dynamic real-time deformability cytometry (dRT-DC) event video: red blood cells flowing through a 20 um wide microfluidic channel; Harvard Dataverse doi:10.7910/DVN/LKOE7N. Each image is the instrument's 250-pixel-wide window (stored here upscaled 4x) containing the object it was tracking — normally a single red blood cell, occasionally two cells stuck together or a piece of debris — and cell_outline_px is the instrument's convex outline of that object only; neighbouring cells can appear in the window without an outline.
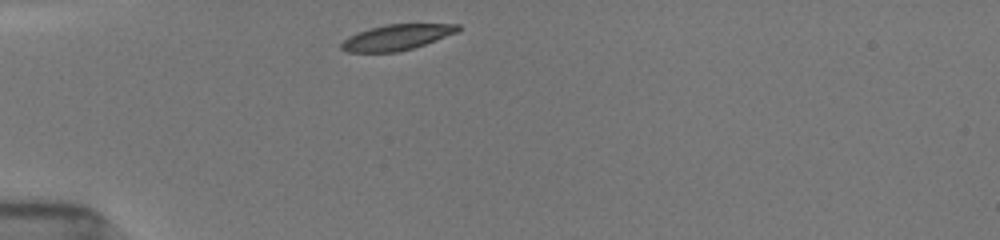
{"species": "common noctule bat (a hibernating species)", "species_latin": "Nyctalus noctula", "temperature_condition": "room temperature", "stored_images_in_passage": 38, "camera_frame_rate_fps": 3000, "um_per_image_px": 0.085, "animal": {"sex": "female", "body_mass_g": 19.5, "forearm_length_mm": 54.1}, "frame": {"image": 1, "passage_image": 1, "time_ms": 0.0, "image_size_px": [1000, 240], "cell_outline_px": [[460, 28], [456, 32], [436, 40], [412, 48], [396, 52], [348, 52], [340, 48], [340, 44], [348, 36], [356, 32], [368, 28], [384, 24], [460, 24]], "centroid_in_image_um": [33.66, 3.16], "position_along_channel_um": 51.3, "area_um2": 17.34}}
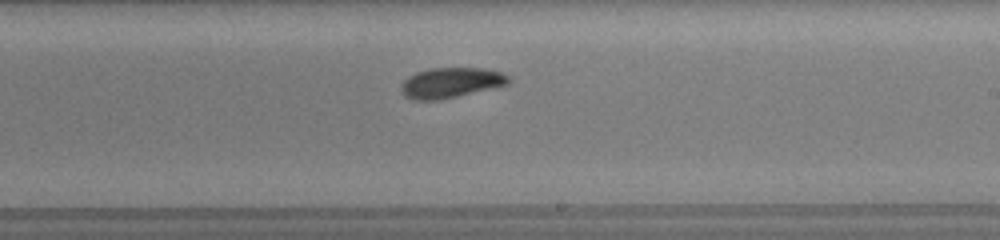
{"frame": {"image": 2, "passage_image": 18, "time_ms": 5.667, "image_size_px": [1000, 240], "cell_outline_px": [[512, 80], [508, 84], [440, 100], [412, 100], [404, 96], [400, 92], [400, 84], [408, 76], [416, 72], [432, 68], [484, 68], [500, 72], [512, 76]], "centroid_in_image_um": [38.3, 7.03], "position_along_channel_um": 250.7, "area_um2": 19.13}}
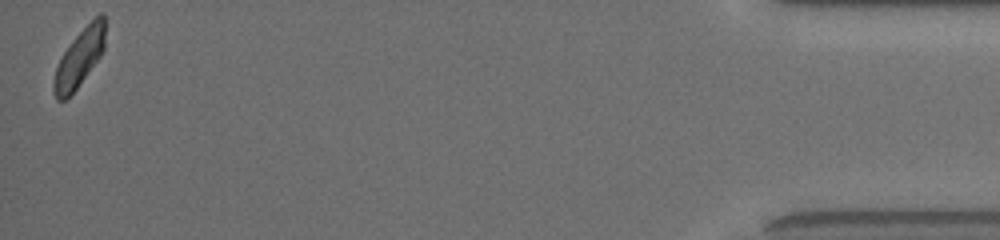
{"frame": {"image": 3, "passage_image": 38, "time_ms": 12.333, "image_size_px": [1000, 240], "cell_outline_px": [[104, 48], [100, 56], [76, 88], [64, 100], [56, 100], [52, 88], [52, 84], [56, 68], [64, 52], [72, 40], [100, 12], [104, 12]], "centroid_in_image_um": [6.73, 4.93], "position_along_channel_um": 428.5, "area_um2": 16.7}, "authors_computed_cell_mechanics": {"area_um2": 18.6116, "velocity_mm_per_s": 3.8809, "shape_relaxation_time_tau1_ms": 1.7202, "shape_relaxation_time_tau2_ms": 4.9178, "deformation_change_tau1": 0.1144, "deformation_change_tau2": 0.0604}}